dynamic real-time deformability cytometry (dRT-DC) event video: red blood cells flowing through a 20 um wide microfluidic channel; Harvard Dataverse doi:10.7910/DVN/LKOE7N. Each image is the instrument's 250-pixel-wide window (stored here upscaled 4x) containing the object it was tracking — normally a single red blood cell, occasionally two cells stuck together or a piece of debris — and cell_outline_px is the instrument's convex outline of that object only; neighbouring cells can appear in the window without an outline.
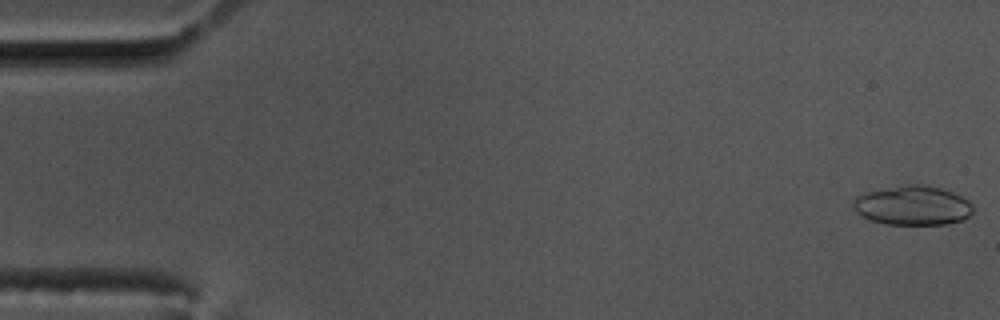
{"species": "common noctule bat (a hibernating species)", "species_latin": "Nyctalus noctula", "temperature_condition": "cold", "stored_images_in_passage": 10, "camera_frame_rate_fps": 3000, "um_per_image_px": 0.085, "animal": {"sex": "male", "body_mass_g": 17.5, "forearm_length_mm": 52.3}, "frame": {"image": 1, "passage_image": 1, "time_ms": 0.0, "image_size_px": [1000, 320], "cell_outline_px": [[972, 212], [964, 220], [944, 224], [888, 224], [872, 220], [856, 212], [852, 204], [856, 196], [864, 192], [904, 184], [924, 184], [940, 188], [952, 192], [968, 200], [972, 204]], "centroid_in_image_um": [77.57, 17.45], "position_along_channel_um": 7.4, "area_um2": 27.46}}